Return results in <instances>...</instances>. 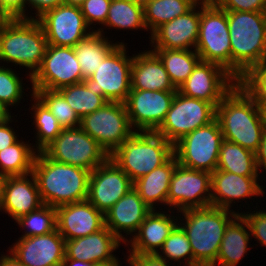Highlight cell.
Instances as JSON below:
<instances>
[{"label": "cell", "instance_id": "41", "mask_svg": "<svg viewBox=\"0 0 266 266\" xmlns=\"http://www.w3.org/2000/svg\"><path fill=\"white\" fill-rule=\"evenodd\" d=\"M23 85L25 84L14 69L4 67V63L0 66V102L7 108L21 103L25 95Z\"/></svg>", "mask_w": 266, "mask_h": 266}, {"label": "cell", "instance_id": "10", "mask_svg": "<svg viewBox=\"0 0 266 266\" xmlns=\"http://www.w3.org/2000/svg\"><path fill=\"white\" fill-rule=\"evenodd\" d=\"M43 152L57 162L87 169L90 172L109 158L99 143L80 127L63 128Z\"/></svg>", "mask_w": 266, "mask_h": 266}, {"label": "cell", "instance_id": "45", "mask_svg": "<svg viewBox=\"0 0 266 266\" xmlns=\"http://www.w3.org/2000/svg\"><path fill=\"white\" fill-rule=\"evenodd\" d=\"M225 11L266 12V0H216Z\"/></svg>", "mask_w": 266, "mask_h": 266}, {"label": "cell", "instance_id": "18", "mask_svg": "<svg viewBox=\"0 0 266 266\" xmlns=\"http://www.w3.org/2000/svg\"><path fill=\"white\" fill-rule=\"evenodd\" d=\"M132 187L130 177L108 158L91 172L87 200L105 214Z\"/></svg>", "mask_w": 266, "mask_h": 266}, {"label": "cell", "instance_id": "56", "mask_svg": "<svg viewBox=\"0 0 266 266\" xmlns=\"http://www.w3.org/2000/svg\"><path fill=\"white\" fill-rule=\"evenodd\" d=\"M63 4L80 7L84 0H62Z\"/></svg>", "mask_w": 266, "mask_h": 266}, {"label": "cell", "instance_id": "11", "mask_svg": "<svg viewBox=\"0 0 266 266\" xmlns=\"http://www.w3.org/2000/svg\"><path fill=\"white\" fill-rule=\"evenodd\" d=\"M80 128L110 156L135 131L130 125L125 103L106 102L80 119Z\"/></svg>", "mask_w": 266, "mask_h": 266}, {"label": "cell", "instance_id": "58", "mask_svg": "<svg viewBox=\"0 0 266 266\" xmlns=\"http://www.w3.org/2000/svg\"><path fill=\"white\" fill-rule=\"evenodd\" d=\"M130 1H132L134 4L144 7L150 0H130Z\"/></svg>", "mask_w": 266, "mask_h": 266}, {"label": "cell", "instance_id": "57", "mask_svg": "<svg viewBox=\"0 0 266 266\" xmlns=\"http://www.w3.org/2000/svg\"><path fill=\"white\" fill-rule=\"evenodd\" d=\"M120 260H114L108 263H103V264H96L94 266H120V264L122 265V262L120 263Z\"/></svg>", "mask_w": 266, "mask_h": 266}, {"label": "cell", "instance_id": "5", "mask_svg": "<svg viewBox=\"0 0 266 266\" xmlns=\"http://www.w3.org/2000/svg\"><path fill=\"white\" fill-rule=\"evenodd\" d=\"M43 28L36 19H12L0 31V63L28 68V80L41 66L47 48Z\"/></svg>", "mask_w": 266, "mask_h": 266}, {"label": "cell", "instance_id": "35", "mask_svg": "<svg viewBox=\"0 0 266 266\" xmlns=\"http://www.w3.org/2000/svg\"><path fill=\"white\" fill-rule=\"evenodd\" d=\"M120 30H138L147 28L144 23L143 7L130 0H112L108 16L103 27Z\"/></svg>", "mask_w": 266, "mask_h": 266}, {"label": "cell", "instance_id": "6", "mask_svg": "<svg viewBox=\"0 0 266 266\" xmlns=\"http://www.w3.org/2000/svg\"><path fill=\"white\" fill-rule=\"evenodd\" d=\"M173 145L156 132L135 131L110 156L132 182L163 165Z\"/></svg>", "mask_w": 266, "mask_h": 266}, {"label": "cell", "instance_id": "54", "mask_svg": "<svg viewBox=\"0 0 266 266\" xmlns=\"http://www.w3.org/2000/svg\"><path fill=\"white\" fill-rule=\"evenodd\" d=\"M10 16L0 7V31L11 21Z\"/></svg>", "mask_w": 266, "mask_h": 266}, {"label": "cell", "instance_id": "46", "mask_svg": "<svg viewBox=\"0 0 266 266\" xmlns=\"http://www.w3.org/2000/svg\"><path fill=\"white\" fill-rule=\"evenodd\" d=\"M126 261L130 266H169L167 262L157 254H128ZM171 263V264H168ZM175 262L173 263L174 266Z\"/></svg>", "mask_w": 266, "mask_h": 266}, {"label": "cell", "instance_id": "38", "mask_svg": "<svg viewBox=\"0 0 266 266\" xmlns=\"http://www.w3.org/2000/svg\"><path fill=\"white\" fill-rule=\"evenodd\" d=\"M31 91L50 110L63 128L80 127V118L57 90L32 89Z\"/></svg>", "mask_w": 266, "mask_h": 266}, {"label": "cell", "instance_id": "3", "mask_svg": "<svg viewBox=\"0 0 266 266\" xmlns=\"http://www.w3.org/2000/svg\"><path fill=\"white\" fill-rule=\"evenodd\" d=\"M181 214L184 218L181 217ZM238 214L239 211L211 205L180 211L178 220L181 222L179 221L178 224L185 231L190 241L194 266H213L216 264L226 228Z\"/></svg>", "mask_w": 266, "mask_h": 266}, {"label": "cell", "instance_id": "59", "mask_svg": "<svg viewBox=\"0 0 266 266\" xmlns=\"http://www.w3.org/2000/svg\"><path fill=\"white\" fill-rule=\"evenodd\" d=\"M196 3L201 4H215L216 0H194Z\"/></svg>", "mask_w": 266, "mask_h": 266}, {"label": "cell", "instance_id": "60", "mask_svg": "<svg viewBox=\"0 0 266 266\" xmlns=\"http://www.w3.org/2000/svg\"><path fill=\"white\" fill-rule=\"evenodd\" d=\"M262 109H263V114H264V119H265V125H266V103L262 104Z\"/></svg>", "mask_w": 266, "mask_h": 266}, {"label": "cell", "instance_id": "47", "mask_svg": "<svg viewBox=\"0 0 266 266\" xmlns=\"http://www.w3.org/2000/svg\"><path fill=\"white\" fill-rule=\"evenodd\" d=\"M27 0H0V7L10 16L11 19H30L28 16Z\"/></svg>", "mask_w": 266, "mask_h": 266}, {"label": "cell", "instance_id": "42", "mask_svg": "<svg viewBox=\"0 0 266 266\" xmlns=\"http://www.w3.org/2000/svg\"><path fill=\"white\" fill-rule=\"evenodd\" d=\"M239 82L260 105L266 103V58Z\"/></svg>", "mask_w": 266, "mask_h": 266}, {"label": "cell", "instance_id": "25", "mask_svg": "<svg viewBox=\"0 0 266 266\" xmlns=\"http://www.w3.org/2000/svg\"><path fill=\"white\" fill-rule=\"evenodd\" d=\"M29 177V178H28ZM43 204L34 174L9 176L6 179L0 211L15 221L39 209Z\"/></svg>", "mask_w": 266, "mask_h": 266}, {"label": "cell", "instance_id": "13", "mask_svg": "<svg viewBox=\"0 0 266 266\" xmlns=\"http://www.w3.org/2000/svg\"><path fill=\"white\" fill-rule=\"evenodd\" d=\"M83 80L73 47L47 45L41 66L30 83L32 89L58 90Z\"/></svg>", "mask_w": 266, "mask_h": 266}, {"label": "cell", "instance_id": "31", "mask_svg": "<svg viewBox=\"0 0 266 266\" xmlns=\"http://www.w3.org/2000/svg\"><path fill=\"white\" fill-rule=\"evenodd\" d=\"M217 169L240 176H259L256 155L239 144L223 139Z\"/></svg>", "mask_w": 266, "mask_h": 266}, {"label": "cell", "instance_id": "8", "mask_svg": "<svg viewBox=\"0 0 266 266\" xmlns=\"http://www.w3.org/2000/svg\"><path fill=\"white\" fill-rule=\"evenodd\" d=\"M195 51L201 61L219 64L231 74V44L227 12L216 4H201Z\"/></svg>", "mask_w": 266, "mask_h": 266}, {"label": "cell", "instance_id": "22", "mask_svg": "<svg viewBox=\"0 0 266 266\" xmlns=\"http://www.w3.org/2000/svg\"><path fill=\"white\" fill-rule=\"evenodd\" d=\"M257 180L258 176H240L216 169L211 173V206L230 210L235 200L239 203V199L263 197L264 188Z\"/></svg>", "mask_w": 266, "mask_h": 266}, {"label": "cell", "instance_id": "34", "mask_svg": "<svg viewBox=\"0 0 266 266\" xmlns=\"http://www.w3.org/2000/svg\"><path fill=\"white\" fill-rule=\"evenodd\" d=\"M31 143L19 139L0 151V171L7 177L26 175L32 172L37 151Z\"/></svg>", "mask_w": 266, "mask_h": 266}, {"label": "cell", "instance_id": "4", "mask_svg": "<svg viewBox=\"0 0 266 266\" xmlns=\"http://www.w3.org/2000/svg\"><path fill=\"white\" fill-rule=\"evenodd\" d=\"M226 12L231 74L240 81L266 58V12Z\"/></svg>", "mask_w": 266, "mask_h": 266}, {"label": "cell", "instance_id": "49", "mask_svg": "<svg viewBox=\"0 0 266 266\" xmlns=\"http://www.w3.org/2000/svg\"><path fill=\"white\" fill-rule=\"evenodd\" d=\"M28 7L31 6V10H35V16L30 15V19H37L39 16H41L44 12L53 9L60 4H63L62 0H27Z\"/></svg>", "mask_w": 266, "mask_h": 266}, {"label": "cell", "instance_id": "17", "mask_svg": "<svg viewBox=\"0 0 266 266\" xmlns=\"http://www.w3.org/2000/svg\"><path fill=\"white\" fill-rule=\"evenodd\" d=\"M176 92L130 90L125 105L133 130L155 132L164 121Z\"/></svg>", "mask_w": 266, "mask_h": 266}, {"label": "cell", "instance_id": "24", "mask_svg": "<svg viewBox=\"0 0 266 266\" xmlns=\"http://www.w3.org/2000/svg\"><path fill=\"white\" fill-rule=\"evenodd\" d=\"M121 242L124 244L105 226L93 234L65 240V256L68 259L81 260L94 265L108 263L119 259L113 252L119 249Z\"/></svg>", "mask_w": 266, "mask_h": 266}, {"label": "cell", "instance_id": "28", "mask_svg": "<svg viewBox=\"0 0 266 266\" xmlns=\"http://www.w3.org/2000/svg\"><path fill=\"white\" fill-rule=\"evenodd\" d=\"M177 164L173 154L163 165L133 182V188L150 209L157 210L155 206L167 205L170 180Z\"/></svg>", "mask_w": 266, "mask_h": 266}, {"label": "cell", "instance_id": "33", "mask_svg": "<svg viewBox=\"0 0 266 266\" xmlns=\"http://www.w3.org/2000/svg\"><path fill=\"white\" fill-rule=\"evenodd\" d=\"M195 4L194 0H150L143 7L147 32L152 34L162 24L188 12Z\"/></svg>", "mask_w": 266, "mask_h": 266}, {"label": "cell", "instance_id": "50", "mask_svg": "<svg viewBox=\"0 0 266 266\" xmlns=\"http://www.w3.org/2000/svg\"><path fill=\"white\" fill-rule=\"evenodd\" d=\"M255 155H256L257 168L260 174L261 172L260 170L264 169L263 172L266 171V129L263 132L261 142L259 144L258 150L256 151Z\"/></svg>", "mask_w": 266, "mask_h": 266}, {"label": "cell", "instance_id": "55", "mask_svg": "<svg viewBox=\"0 0 266 266\" xmlns=\"http://www.w3.org/2000/svg\"><path fill=\"white\" fill-rule=\"evenodd\" d=\"M6 179L7 176L2 171H0V202L2 200Z\"/></svg>", "mask_w": 266, "mask_h": 266}, {"label": "cell", "instance_id": "52", "mask_svg": "<svg viewBox=\"0 0 266 266\" xmlns=\"http://www.w3.org/2000/svg\"><path fill=\"white\" fill-rule=\"evenodd\" d=\"M62 266H94L92 263L84 262L81 260L68 259L66 256L62 262Z\"/></svg>", "mask_w": 266, "mask_h": 266}, {"label": "cell", "instance_id": "53", "mask_svg": "<svg viewBox=\"0 0 266 266\" xmlns=\"http://www.w3.org/2000/svg\"><path fill=\"white\" fill-rule=\"evenodd\" d=\"M12 117L9 108H7L3 103L0 102V124L6 122Z\"/></svg>", "mask_w": 266, "mask_h": 266}, {"label": "cell", "instance_id": "37", "mask_svg": "<svg viewBox=\"0 0 266 266\" xmlns=\"http://www.w3.org/2000/svg\"><path fill=\"white\" fill-rule=\"evenodd\" d=\"M81 119L101 108L107 101L92 93L83 82L64 86L57 90Z\"/></svg>", "mask_w": 266, "mask_h": 266}, {"label": "cell", "instance_id": "40", "mask_svg": "<svg viewBox=\"0 0 266 266\" xmlns=\"http://www.w3.org/2000/svg\"><path fill=\"white\" fill-rule=\"evenodd\" d=\"M160 250L161 252L159 251L157 255L167 262L170 260L172 262H179L178 264H180V266L182 263L183 266H194V258L190 241L188 240L187 234L179 224L164 241Z\"/></svg>", "mask_w": 266, "mask_h": 266}, {"label": "cell", "instance_id": "36", "mask_svg": "<svg viewBox=\"0 0 266 266\" xmlns=\"http://www.w3.org/2000/svg\"><path fill=\"white\" fill-rule=\"evenodd\" d=\"M30 95L35 102H33L32 107H29L33 111L31 114H34L32 116L34 118L32 125H35L34 129H36L35 138L37 141H35L34 149L37 152H41L61 133L63 127L58 123V120L50 110L33 93Z\"/></svg>", "mask_w": 266, "mask_h": 266}, {"label": "cell", "instance_id": "15", "mask_svg": "<svg viewBox=\"0 0 266 266\" xmlns=\"http://www.w3.org/2000/svg\"><path fill=\"white\" fill-rule=\"evenodd\" d=\"M36 20L43 28L48 45L73 47L95 31L88 26L78 6L60 4Z\"/></svg>", "mask_w": 266, "mask_h": 266}, {"label": "cell", "instance_id": "7", "mask_svg": "<svg viewBox=\"0 0 266 266\" xmlns=\"http://www.w3.org/2000/svg\"><path fill=\"white\" fill-rule=\"evenodd\" d=\"M126 45L118 44L97 70L82 81L92 93L101 95L107 102L125 103L130 93L133 56H127Z\"/></svg>", "mask_w": 266, "mask_h": 266}, {"label": "cell", "instance_id": "16", "mask_svg": "<svg viewBox=\"0 0 266 266\" xmlns=\"http://www.w3.org/2000/svg\"><path fill=\"white\" fill-rule=\"evenodd\" d=\"M238 82L219 64L200 61L178 91L182 95L210 102L216 108Z\"/></svg>", "mask_w": 266, "mask_h": 266}, {"label": "cell", "instance_id": "9", "mask_svg": "<svg viewBox=\"0 0 266 266\" xmlns=\"http://www.w3.org/2000/svg\"><path fill=\"white\" fill-rule=\"evenodd\" d=\"M222 141L223 134L215 118L176 142L173 153L181 166L212 173L217 169Z\"/></svg>", "mask_w": 266, "mask_h": 266}, {"label": "cell", "instance_id": "30", "mask_svg": "<svg viewBox=\"0 0 266 266\" xmlns=\"http://www.w3.org/2000/svg\"><path fill=\"white\" fill-rule=\"evenodd\" d=\"M250 239L251 235L248 225L244 218L238 214L226 228L220 244L216 264L213 266L218 265L217 263L220 266H237L249 250Z\"/></svg>", "mask_w": 266, "mask_h": 266}, {"label": "cell", "instance_id": "27", "mask_svg": "<svg viewBox=\"0 0 266 266\" xmlns=\"http://www.w3.org/2000/svg\"><path fill=\"white\" fill-rule=\"evenodd\" d=\"M132 55L131 90L177 91L162 61L153 51Z\"/></svg>", "mask_w": 266, "mask_h": 266}, {"label": "cell", "instance_id": "32", "mask_svg": "<svg viewBox=\"0 0 266 266\" xmlns=\"http://www.w3.org/2000/svg\"><path fill=\"white\" fill-rule=\"evenodd\" d=\"M151 51L160 58L171 83L177 90L201 61L195 50L152 49Z\"/></svg>", "mask_w": 266, "mask_h": 266}, {"label": "cell", "instance_id": "20", "mask_svg": "<svg viewBox=\"0 0 266 266\" xmlns=\"http://www.w3.org/2000/svg\"><path fill=\"white\" fill-rule=\"evenodd\" d=\"M200 6L162 24L149 37L153 49L192 50L196 48L200 27Z\"/></svg>", "mask_w": 266, "mask_h": 266}, {"label": "cell", "instance_id": "21", "mask_svg": "<svg viewBox=\"0 0 266 266\" xmlns=\"http://www.w3.org/2000/svg\"><path fill=\"white\" fill-rule=\"evenodd\" d=\"M56 224L65 240H73L103 229L105 214L84 200L57 207Z\"/></svg>", "mask_w": 266, "mask_h": 266}, {"label": "cell", "instance_id": "26", "mask_svg": "<svg viewBox=\"0 0 266 266\" xmlns=\"http://www.w3.org/2000/svg\"><path fill=\"white\" fill-rule=\"evenodd\" d=\"M163 212V213H162ZM165 211L152 210L144 222L140 225L137 233L129 239L125 246L130 245L129 254H157L164 241L178 225V216H172Z\"/></svg>", "mask_w": 266, "mask_h": 266}, {"label": "cell", "instance_id": "29", "mask_svg": "<svg viewBox=\"0 0 266 266\" xmlns=\"http://www.w3.org/2000/svg\"><path fill=\"white\" fill-rule=\"evenodd\" d=\"M90 35L73 46L77 61L81 67L83 78L90 77L100 66L102 60L118 45L104 36L103 28H97Z\"/></svg>", "mask_w": 266, "mask_h": 266}, {"label": "cell", "instance_id": "44", "mask_svg": "<svg viewBox=\"0 0 266 266\" xmlns=\"http://www.w3.org/2000/svg\"><path fill=\"white\" fill-rule=\"evenodd\" d=\"M255 212V213H254ZM248 212H242L239 213L244 220L246 221L250 235L253 236L258 243L262 246H266V211L264 210H258V211H252L250 210V213Z\"/></svg>", "mask_w": 266, "mask_h": 266}, {"label": "cell", "instance_id": "1", "mask_svg": "<svg viewBox=\"0 0 266 266\" xmlns=\"http://www.w3.org/2000/svg\"><path fill=\"white\" fill-rule=\"evenodd\" d=\"M223 139L256 153L266 129L262 105L238 82L216 107Z\"/></svg>", "mask_w": 266, "mask_h": 266}, {"label": "cell", "instance_id": "2", "mask_svg": "<svg viewBox=\"0 0 266 266\" xmlns=\"http://www.w3.org/2000/svg\"><path fill=\"white\" fill-rule=\"evenodd\" d=\"M32 173L45 205L57 208L87 200L91 174L87 169L57 162L41 151L36 154Z\"/></svg>", "mask_w": 266, "mask_h": 266}, {"label": "cell", "instance_id": "23", "mask_svg": "<svg viewBox=\"0 0 266 266\" xmlns=\"http://www.w3.org/2000/svg\"><path fill=\"white\" fill-rule=\"evenodd\" d=\"M151 211L132 187L105 213V226L126 243L127 235L133 236Z\"/></svg>", "mask_w": 266, "mask_h": 266}, {"label": "cell", "instance_id": "43", "mask_svg": "<svg viewBox=\"0 0 266 266\" xmlns=\"http://www.w3.org/2000/svg\"><path fill=\"white\" fill-rule=\"evenodd\" d=\"M111 1L112 0H84L80 8L90 28L92 24L93 26L97 24L103 26L105 24Z\"/></svg>", "mask_w": 266, "mask_h": 266}, {"label": "cell", "instance_id": "39", "mask_svg": "<svg viewBox=\"0 0 266 266\" xmlns=\"http://www.w3.org/2000/svg\"><path fill=\"white\" fill-rule=\"evenodd\" d=\"M15 222L24 230L21 237L49 234L57 229L56 208L44 204L39 209L21 216Z\"/></svg>", "mask_w": 266, "mask_h": 266}, {"label": "cell", "instance_id": "12", "mask_svg": "<svg viewBox=\"0 0 266 266\" xmlns=\"http://www.w3.org/2000/svg\"><path fill=\"white\" fill-rule=\"evenodd\" d=\"M215 118L216 108L210 102L182 95L177 90L164 121L155 132L174 145Z\"/></svg>", "mask_w": 266, "mask_h": 266}, {"label": "cell", "instance_id": "19", "mask_svg": "<svg viewBox=\"0 0 266 266\" xmlns=\"http://www.w3.org/2000/svg\"><path fill=\"white\" fill-rule=\"evenodd\" d=\"M8 252L25 266H62L65 239L57 229L46 235L20 237Z\"/></svg>", "mask_w": 266, "mask_h": 266}, {"label": "cell", "instance_id": "14", "mask_svg": "<svg viewBox=\"0 0 266 266\" xmlns=\"http://www.w3.org/2000/svg\"><path fill=\"white\" fill-rule=\"evenodd\" d=\"M210 205L211 173L177 164L170 180L167 206L179 213L185 209L204 208Z\"/></svg>", "mask_w": 266, "mask_h": 266}, {"label": "cell", "instance_id": "51", "mask_svg": "<svg viewBox=\"0 0 266 266\" xmlns=\"http://www.w3.org/2000/svg\"><path fill=\"white\" fill-rule=\"evenodd\" d=\"M0 266H25L21 262H19L16 258H14L11 254L5 255L1 254L0 257Z\"/></svg>", "mask_w": 266, "mask_h": 266}, {"label": "cell", "instance_id": "48", "mask_svg": "<svg viewBox=\"0 0 266 266\" xmlns=\"http://www.w3.org/2000/svg\"><path fill=\"white\" fill-rule=\"evenodd\" d=\"M12 116L6 122L0 124V151L13 145L19 138L16 132L14 131V127L10 126L9 124L13 122Z\"/></svg>", "mask_w": 266, "mask_h": 266}]
</instances>
